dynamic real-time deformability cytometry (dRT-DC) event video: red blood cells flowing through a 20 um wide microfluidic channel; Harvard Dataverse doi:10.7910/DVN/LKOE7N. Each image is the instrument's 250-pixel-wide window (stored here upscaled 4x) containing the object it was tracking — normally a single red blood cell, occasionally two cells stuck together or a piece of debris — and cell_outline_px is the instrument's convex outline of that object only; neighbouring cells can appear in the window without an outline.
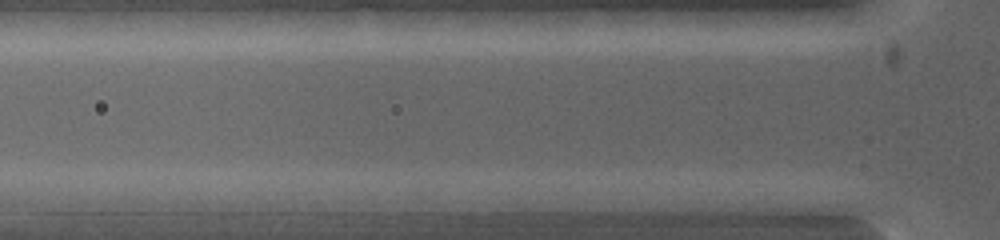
{"species": "common noctule bat (a hibernating species)", "species_latin": "Nyctalus noctula", "temperature_condition": "warm", "stored_images_in_passage": 4, "segment_of_instrument_passage": [2, 2], "camera_frame_rate_fps": 5000, "um_per_image_px": 0.085, "animal": {"sex": "female", "body_mass_g": 19.0, "forearm_length_mm": 53.3}, "frame": {"image": 1, "passage_image": 4, "time_ms": 1.4, "image_size_px": [1000, 240], "cell_outline_px": [[604, 200], [592, 212], [496, 212], [496, 200], [556, 192]], "centroid_in_image_um": [46.61, 17.31], "position_along_channel_um": 79.2, "area_um2": 11.96}}